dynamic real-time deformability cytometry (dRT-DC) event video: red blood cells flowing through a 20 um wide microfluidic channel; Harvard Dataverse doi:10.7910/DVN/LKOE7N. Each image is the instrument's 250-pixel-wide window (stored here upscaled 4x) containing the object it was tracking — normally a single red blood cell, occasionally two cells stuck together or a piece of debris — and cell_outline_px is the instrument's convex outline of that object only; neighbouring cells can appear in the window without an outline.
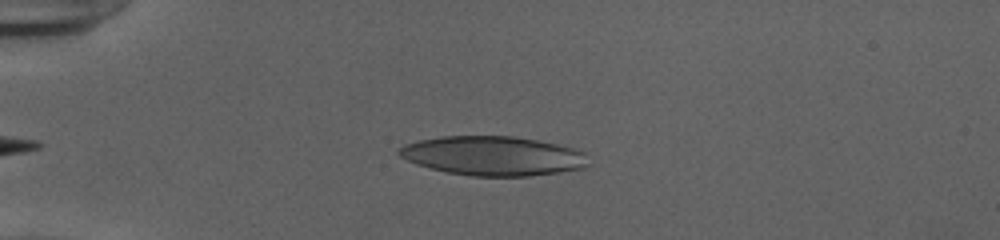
{"species": "human", "species_latin": "Homo sapiens", "temperature_condition": "cold", "stored_images_in_passage": 47, "camera_frame_rate_fps": 3000, "um_per_image_px": 0.085, "donor": {"sex": "female"}, "frame": {"image": 1, "passage_image": 8, "time_ms": 2.333, "image_size_px": [1000, 240], "cell_outline_px": [[592, 164], [584, 168], [560, 172], [528, 176], [472, 176], [448, 172], [416, 164], [400, 156], [396, 152], [404, 144], [420, 140], [444, 136], [512, 136], [536, 140], [556, 144], [572, 148], [584, 152]], "centroid_in_image_um": [41.94, 13.25], "position_along_channel_um": 43.1, "area_um2": 43.29}}
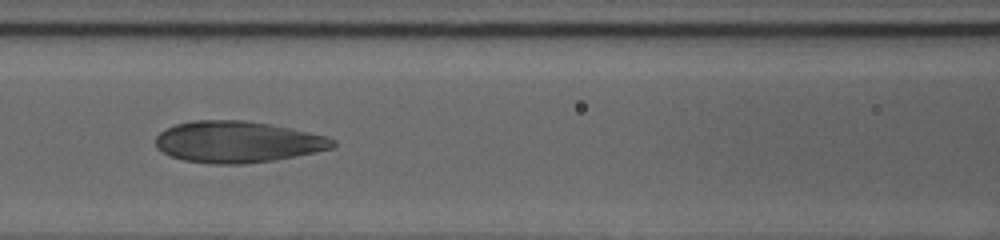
{"frame": {"image": 2, "passage_image": 19, "time_ms": 6.0, "image_size_px": [1000, 240], "cell_outline_px": [[336, 144], [332, 148], [316, 152], [272, 160], [240, 164], [212, 164], [184, 160], [172, 156], [156, 148], [156, 136], [160, 132], [176, 124], [196, 120], [244, 120], [272, 124], [328, 136], [336, 140]], "centroid_in_image_um": [20.21, 12.05], "position_along_channel_um": 146.4, "area_um2": 42.66}}
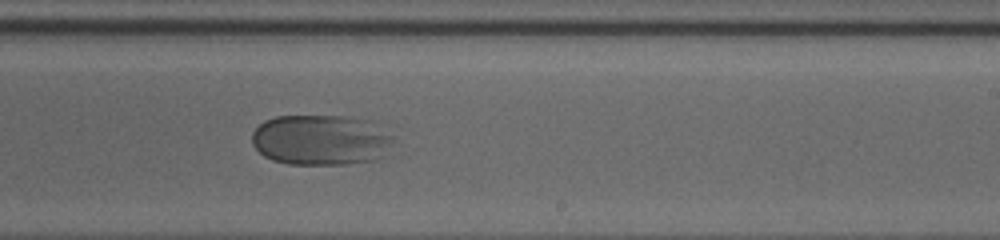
{"frame": {"image": 3, "passage_image": 28, "time_ms": 9.0, "image_size_px": [1000, 240], "cell_outline_px": [[396, 136], [388, 156], [376, 160], [348, 164], [288, 164], [272, 160], [264, 156], [252, 144], [252, 132], [264, 120], [276, 116], [344, 116], [372, 120]], "centroid_in_image_um": [27.37, 11.89], "position_along_channel_um": 261.6, "area_um2": 42.66}, "authors_computed_cell_mechanics": {"area_um2": 44.6794, "velocity_mm_per_s": 3.8426, "shape_relaxation_time_tau1_ms": 4.4188, "shape_relaxation_time_tau2_ms": null, "deformation_change_tau1": 0.2246, "deformation_change_tau2": null}}